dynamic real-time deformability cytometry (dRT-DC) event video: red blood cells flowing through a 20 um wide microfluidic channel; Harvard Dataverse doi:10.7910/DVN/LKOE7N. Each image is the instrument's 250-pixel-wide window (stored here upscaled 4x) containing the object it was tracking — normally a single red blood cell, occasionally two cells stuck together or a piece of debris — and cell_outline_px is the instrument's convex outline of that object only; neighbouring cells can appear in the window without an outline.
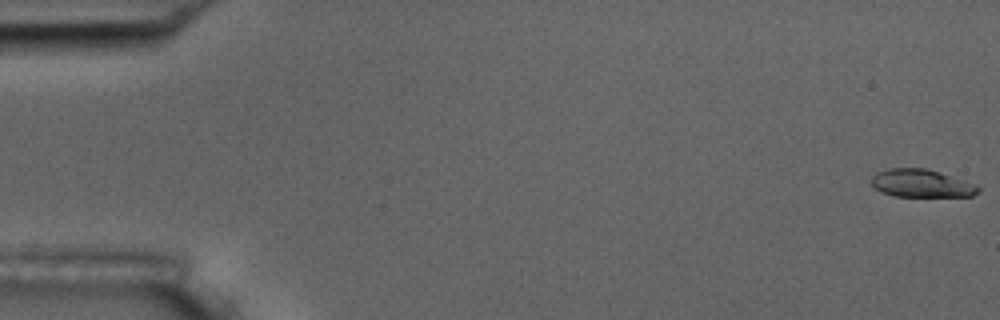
{"species": "common noctule bat (a hibernating species)", "species_latin": "Nyctalus noctula", "temperature_condition": "room temperature", "stored_images_in_passage": 6, "camera_frame_rate_fps": 3000, "um_per_image_px": 0.085, "animal": {"sex": "male", "body_mass_g": 17.5, "forearm_length_mm": 52.3}, "frame": {"image": 1, "passage_image": 1, "time_ms": 0.0, "image_size_px": [1000, 320], "cell_outline_px": [[980, 192], [972, 196], [892, 196], [880, 192], [872, 184], [872, 176], [876, 172], [888, 168], [928, 168], [976, 184], [980, 188]], "centroid_in_image_um": [78.32, 15.58], "position_along_channel_um": 6.7, "area_um2": 17.46}}
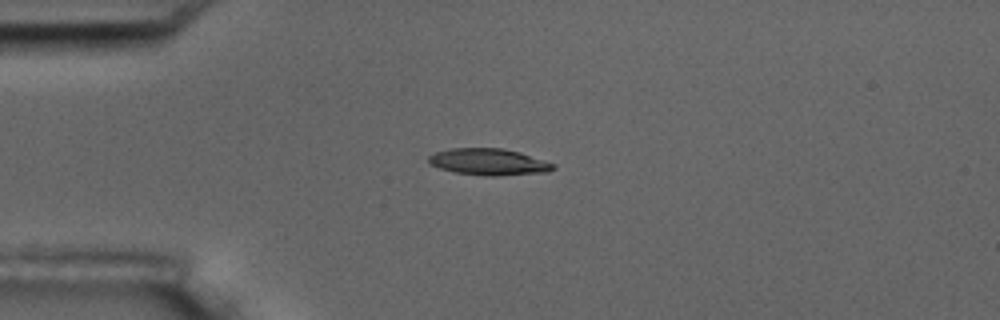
{"frame": {"image": 2, "passage_image": 5, "time_ms": 4.667, "image_size_px": [1000, 320], "cell_outline_px": [[556, 168], [548, 172], [496, 176], [492, 176], [456, 172], [440, 168], [428, 164], [428, 156], [436, 152], [452, 148], [504, 148], [520, 152], [556, 164]], "centroid_in_image_um": [41.57, 13.75], "position_along_channel_um": 43.4, "area_um2": 19.31}}